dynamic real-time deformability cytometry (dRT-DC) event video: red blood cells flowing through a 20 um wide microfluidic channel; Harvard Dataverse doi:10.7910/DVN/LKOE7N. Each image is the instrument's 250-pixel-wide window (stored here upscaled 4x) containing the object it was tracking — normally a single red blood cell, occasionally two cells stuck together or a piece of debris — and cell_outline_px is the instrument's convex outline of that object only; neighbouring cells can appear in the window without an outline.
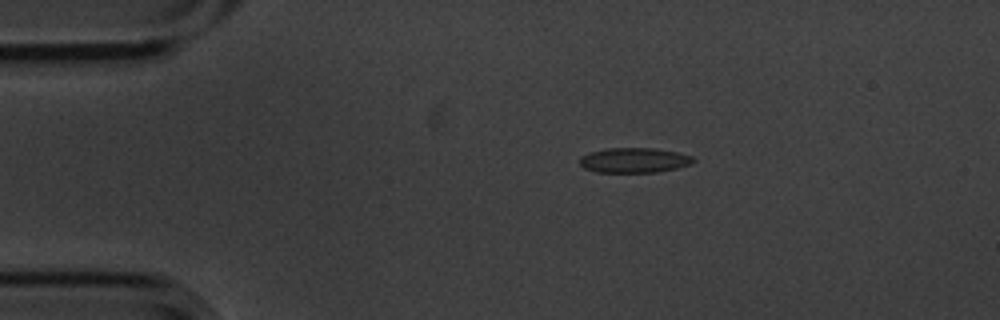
{"species": "common noctule bat (a hibernating species)", "species_latin": "Nyctalus noctula", "temperature_condition": "cold", "stored_images_in_passage": 10, "camera_frame_rate_fps": 3000, "um_per_image_px": 0.085, "animal": {"sex": "male", "body_mass_g": 20.1, "forearm_length_mm": 53.5}, "frame": {"image": 1, "passage_image": 2, "time_ms": 0.333, "image_size_px": [1000, 320], "cell_outline_px": [[696, 160], [692, 164], [676, 168], [656, 172], [596, 172], [584, 168], [580, 164], [580, 156], [592, 152], [608, 148], [656, 148], [676, 152], [692, 156]], "centroid_in_image_um": [53.92, 13.62], "position_along_channel_um": 31.1, "area_um2": 16.47}}
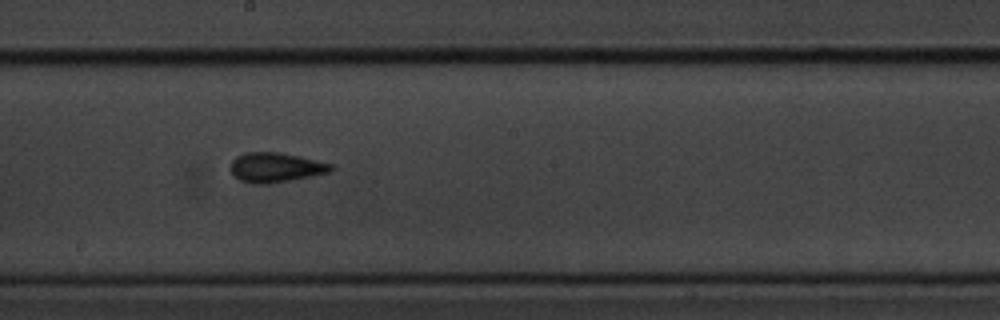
{"frame": {"image": 2, "passage_image": 7, "time_ms": 2.0, "image_size_px": [1000, 320], "cell_outline_px": [[336, 168], [328, 172], [312, 176], [268, 184], [256, 184], [240, 180], [232, 172], [232, 160], [236, 156], [244, 152], [280, 152], [300, 156], [332, 164]], "centroid_in_image_um": [23.45, 14.22], "position_along_channel_um": 224.7, "area_um2": 17.28}}
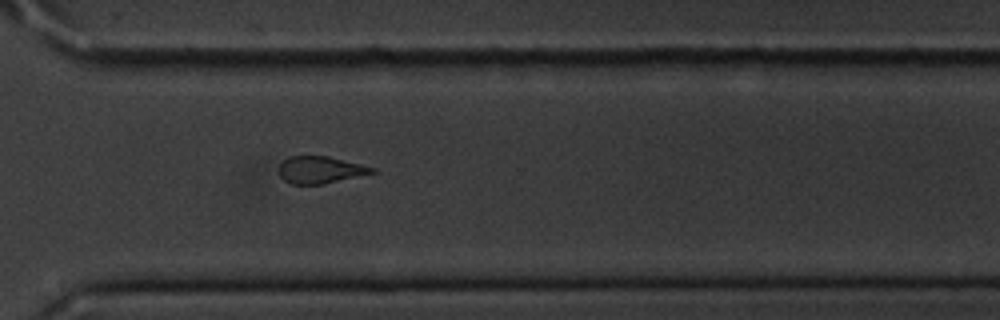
{"frame": {"image": 3, "passage_image": 10, "time_ms": 3.0, "image_size_px": [1000, 320], "cell_outline_px": [[380, 172], [324, 184], [292, 184], [284, 180], [280, 176], [280, 164], [288, 156], [328, 156], [376, 168]], "centroid_in_image_um": [27.28, 14.44], "position_along_channel_um": 343.3, "area_um2": 14.8}}